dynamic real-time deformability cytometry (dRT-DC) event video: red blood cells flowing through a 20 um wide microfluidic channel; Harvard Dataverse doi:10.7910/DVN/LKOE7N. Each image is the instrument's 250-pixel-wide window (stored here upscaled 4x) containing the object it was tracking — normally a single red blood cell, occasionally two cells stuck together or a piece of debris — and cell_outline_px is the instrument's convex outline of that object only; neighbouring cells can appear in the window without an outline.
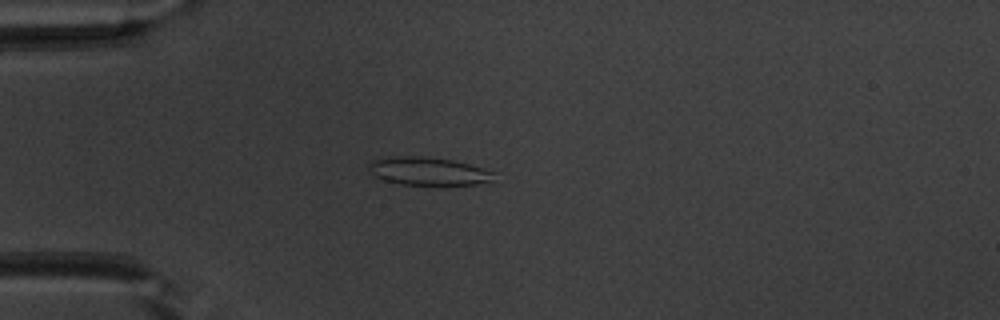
{"species": "common noctule bat (a hibernating species)", "species_latin": "Nyctalus noctula", "temperature_condition": "warm", "stored_images_in_passage": 46, "camera_frame_rate_fps": 3000, "um_per_image_px": 0.085, "animal": {"sex": "male", "body_mass_g": 20.1, "forearm_length_mm": 53.5}, "frame": {"image": 1, "passage_image": 9, "time_ms": 2.667, "image_size_px": [1000, 320], "cell_outline_px": [[496, 172], [492, 180], [476, 184], [400, 184], [384, 180], [372, 176], [368, 168], [368, 164], [372, 160], [388, 156], [424, 156], [452, 160], [468, 164]], "centroid_in_image_um": [36.33, 14.53], "position_along_channel_um": 48.7, "area_um2": 20.4}}
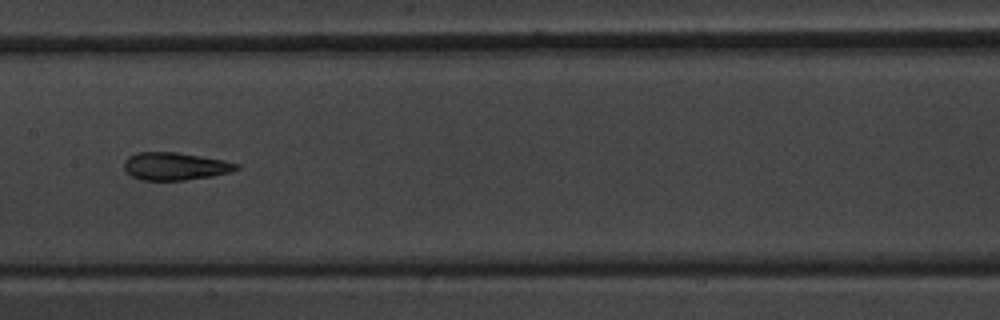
{"frame": {"image": 2, "passage_image": 21, "time_ms": 6.667, "image_size_px": [1000, 320], "cell_outline_px": [[240, 168], [232, 172], [212, 176], [184, 180], [140, 180], [132, 176], [124, 168], [124, 160], [128, 156], [136, 152], [176, 152], [224, 160], [240, 164]], "centroid_in_image_um": [14.89, 14.13], "position_along_channel_um": 192.5, "area_um2": 18.21}}
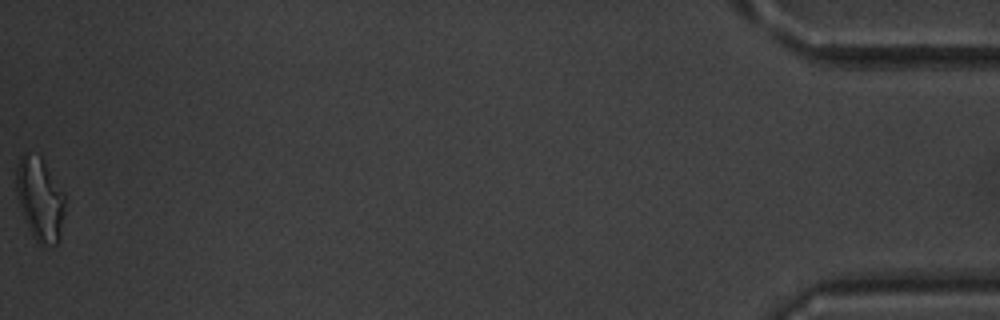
{"frame": {"image": 3, "passage_image": 46, "time_ms": 15.0, "image_size_px": [1000, 320], "cell_outline_px": [[64, 212], [60, 240], [56, 244], [40, 244], [32, 236], [28, 228], [16, 192], [16, 168], [20, 156], [24, 152], [40, 156], [64, 192]], "centroid_in_image_um": [3.4, 16.91], "position_along_channel_um": 431.8, "area_um2": 23.41}, "authors_computed_cell_mechanics": {"area_um2": 18.5538, "velocity_mm_per_s": 4.0048, "shape_relaxation_time_tau1_ms": null, "shape_relaxation_time_tau2_ms": 1.7695, "deformation_change_tau1": null, "deformation_change_tau2": 0.0991}}